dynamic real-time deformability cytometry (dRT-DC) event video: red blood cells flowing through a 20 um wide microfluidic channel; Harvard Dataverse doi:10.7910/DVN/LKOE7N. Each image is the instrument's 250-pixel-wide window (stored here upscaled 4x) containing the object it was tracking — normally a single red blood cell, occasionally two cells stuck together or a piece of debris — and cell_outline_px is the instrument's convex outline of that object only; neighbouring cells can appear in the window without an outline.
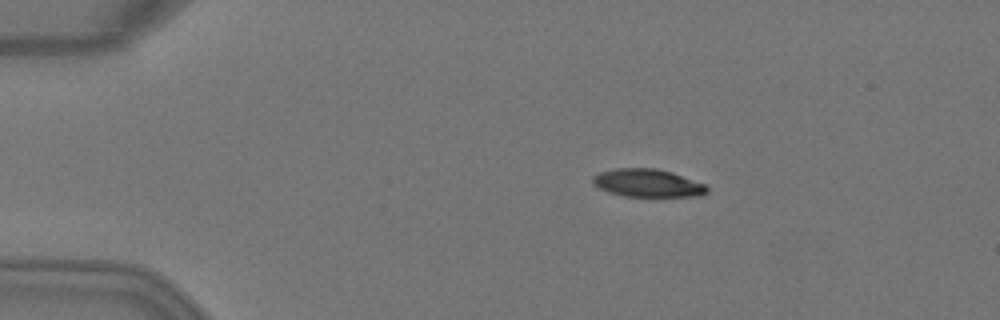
{"species": "Egyptian fruit bat (a non-hibernating species)", "species_latin": "Rousettus aegyptiacus", "temperature_condition": "warm", "stored_images_in_passage": 4, "camera_frame_rate_fps": 3000, "um_per_image_px": 0.085, "animal": {"sex": "female"}, "frame": {"image": 1, "passage_image": 3, "time_ms": 0.667, "image_size_px": [1000, 320], "cell_outline_px": [[708, 192], [700, 196], [624, 196], [608, 192], [596, 188], [592, 184], [592, 176], [600, 172], [616, 168], [656, 168], [672, 172], [708, 184]], "centroid_in_image_um": [55.05, 15.55], "position_along_channel_um": 29.9, "area_um2": 18.9}}